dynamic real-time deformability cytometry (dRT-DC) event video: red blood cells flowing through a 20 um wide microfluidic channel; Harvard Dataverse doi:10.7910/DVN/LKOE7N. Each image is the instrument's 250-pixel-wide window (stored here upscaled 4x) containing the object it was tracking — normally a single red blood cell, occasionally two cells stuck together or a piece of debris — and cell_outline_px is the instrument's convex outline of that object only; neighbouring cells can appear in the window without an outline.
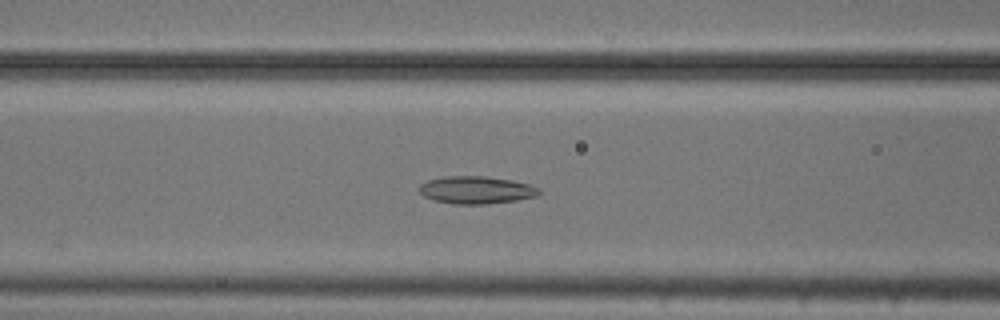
{"species": "common noctule bat (a hibernating species)", "species_latin": "Nyctalus noctula", "temperature_condition": "cold", "stored_images_in_passage": 14, "camera_frame_rate_fps": 3000, "um_per_image_px": 0.085, "animal": {"sex": "male", "body_mass_g": 20.5, "forearm_length_mm": 52.5}, "frame": {"image": 1, "passage_image": 10, "time_ms": 3.0, "image_size_px": [1000, 320], "cell_outline_px": [[544, 192], [536, 196], [516, 200], [488, 204], [452, 204], [436, 200], [424, 196], [420, 192], [420, 184], [428, 180], [444, 176], [484, 176], [512, 180], [528, 184], [540, 188]], "centroid_in_image_um": [40.52, 16.15], "position_along_channel_um": 126.1, "area_um2": 19.25}}
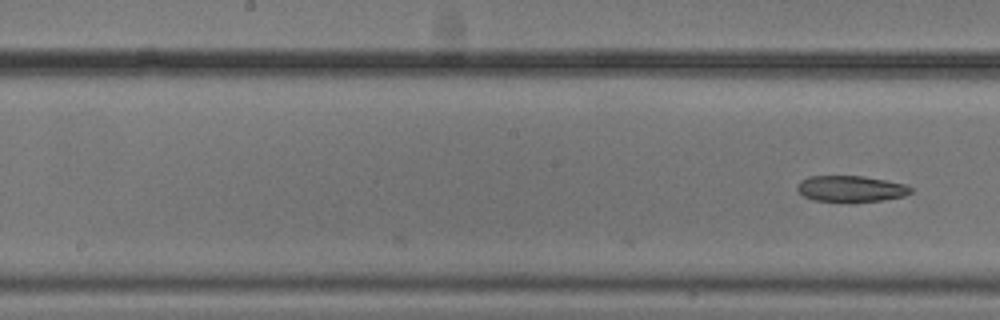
{"frame": {"image": 2, "passage_image": 14, "time_ms": 4.333, "image_size_px": [1000, 320], "cell_outline_px": [[912, 192], [904, 196], [884, 200], [848, 204], [844, 204], [816, 200], [804, 196], [796, 188], [796, 184], [800, 180], [808, 176], [864, 176], [904, 184], [912, 188]], "centroid_in_image_um": [72.3, 16.07], "position_along_channel_um": 175.9, "area_um2": 17.86}}